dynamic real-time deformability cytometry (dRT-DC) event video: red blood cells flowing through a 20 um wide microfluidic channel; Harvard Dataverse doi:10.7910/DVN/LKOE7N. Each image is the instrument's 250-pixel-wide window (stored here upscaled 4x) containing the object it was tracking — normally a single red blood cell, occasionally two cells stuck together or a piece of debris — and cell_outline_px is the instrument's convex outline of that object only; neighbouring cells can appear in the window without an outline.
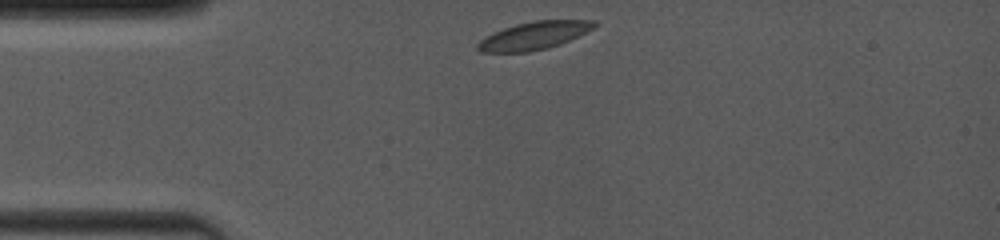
{"species": "common noctule bat (a hibernating species)", "species_latin": "Nyctalus noctula", "temperature_condition": "room temperature", "stored_images_in_passage": 32, "camera_frame_rate_fps": 4000, "um_per_image_px": 0.085, "animal": {"sex": "female", "body_mass_g": 19.0, "forearm_length_mm": 53.3}, "frame": {"image": 1, "passage_image": 1, "time_ms": 0.0, "image_size_px": [1000, 240], "cell_outline_px": [[596, 24], [592, 28], [560, 44], [548, 48], [528, 52], [480, 52], [476, 48], [476, 44], [480, 40], [492, 32], [516, 24], [536, 20], [596, 20]], "centroid_in_image_um": [45.33, 3.03], "position_along_channel_um": 39.7, "area_um2": 18.73}}
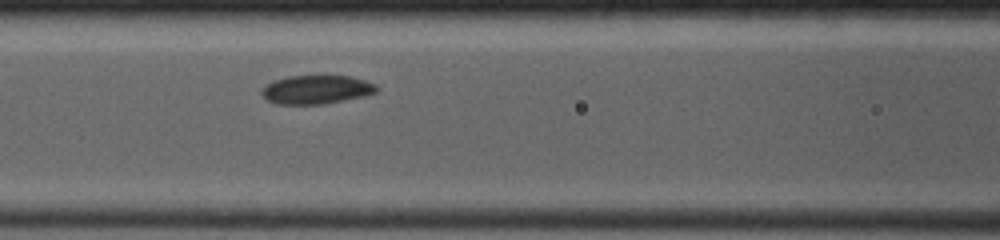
{"frame": {"image": 2, "passage_image": 23, "time_ms": 3.25, "image_size_px": [1000, 240], "cell_outline_px": [[376, 92], [364, 96], [324, 104], [276, 104], [268, 100], [260, 92], [268, 84], [276, 80], [288, 76], [348, 76], [364, 80], [376, 84]], "centroid_in_image_um": [26.9, 7.62], "position_along_channel_um": 139.7, "area_um2": 18.9}}
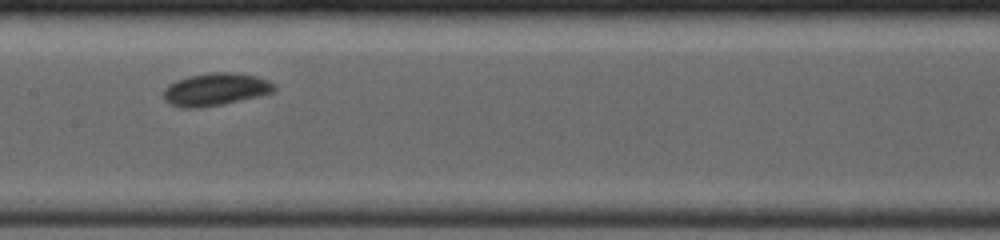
{"frame": {"image": 3, "passage_image": 31, "time_ms": 4.5, "image_size_px": [1000, 240], "cell_outline_px": [[276, 88], [272, 92], [260, 96], [224, 104], [200, 108], [180, 108], [168, 104], [164, 100], [164, 88], [168, 84], [192, 76], [212, 72], [236, 72], [256, 76], [268, 80], [276, 84]], "centroid_in_image_um": [18.33, 7.61], "position_along_channel_um": 189.1, "area_um2": 21.15}}